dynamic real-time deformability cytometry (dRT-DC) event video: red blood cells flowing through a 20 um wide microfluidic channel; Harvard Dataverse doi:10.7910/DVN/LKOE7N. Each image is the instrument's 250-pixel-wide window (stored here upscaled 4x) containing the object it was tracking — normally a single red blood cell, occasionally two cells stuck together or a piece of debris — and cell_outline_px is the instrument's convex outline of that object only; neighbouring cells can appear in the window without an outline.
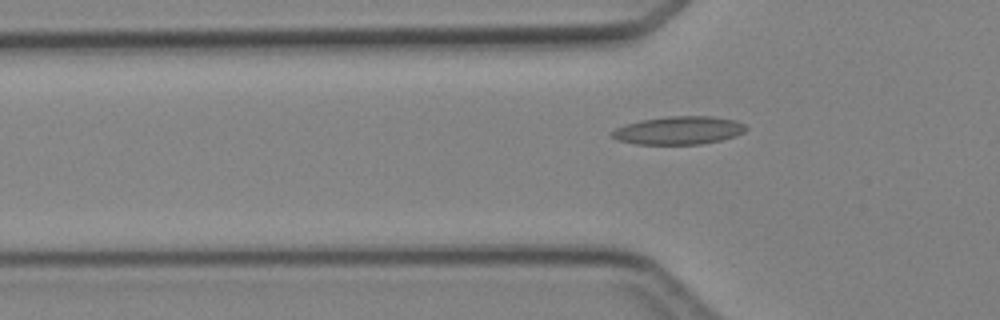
{"species": "Egyptian fruit bat (a non-hibernating species)", "species_latin": "Rousettus aegyptiacus", "temperature_condition": "cold", "stored_images_in_passage": 3, "camera_frame_rate_fps": 3000, "um_per_image_px": 0.085, "animal": {"sex": "female"}, "frame": {"image": 1, "passage_image": 3, "time_ms": 2.333, "image_size_px": [1000, 320], "cell_outline_px": [[748, 128], [744, 132], [736, 136], [720, 140], [700, 144], [636, 144], [616, 140], [612, 136], [612, 132], [616, 128], [624, 124], [640, 120], [668, 116], [712, 116], [736, 120], [744, 124]], "centroid_in_image_um": [57.7, 11.08], "position_along_channel_um": 68.1, "area_um2": 22.02}}